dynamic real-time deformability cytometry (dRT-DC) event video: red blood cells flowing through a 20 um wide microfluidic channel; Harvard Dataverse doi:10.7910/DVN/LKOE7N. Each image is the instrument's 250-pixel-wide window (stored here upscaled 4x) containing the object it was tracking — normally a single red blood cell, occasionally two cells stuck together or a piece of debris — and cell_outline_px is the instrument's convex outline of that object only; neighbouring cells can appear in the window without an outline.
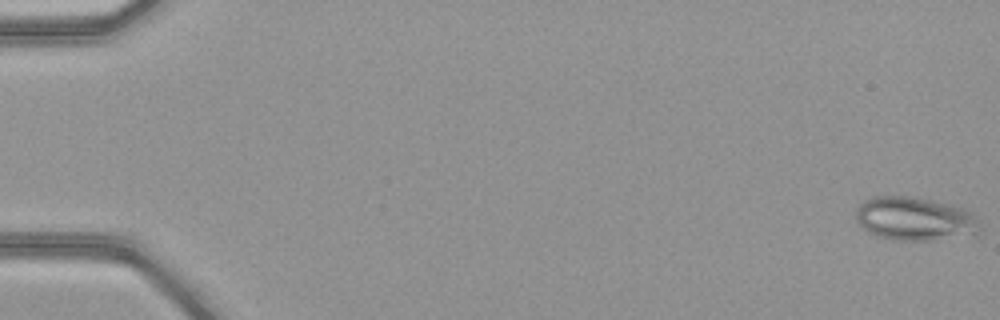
{"species": "common noctule bat (a hibernating species)", "species_latin": "Nyctalus noctula", "temperature_condition": "warm", "stored_images_in_passage": 52, "camera_frame_rate_fps": 3000, "um_per_image_px": 0.085, "animal": {"sex": "female", "body_mass_g": 21.9}, "frame": {"image": 1, "passage_image": 1, "time_ms": 0.0, "image_size_px": [1000, 320], "cell_outline_px": [[980, 228], [976, 236], [932, 240], [896, 240], [876, 236], [868, 232], [856, 220], [856, 208], [864, 200], [872, 196], [916, 196], [964, 208], [972, 212], [980, 220]], "centroid_in_image_um": [77.81, 18.6], "position_along_channel_um": 7.2, "area_um2": 32.08}}
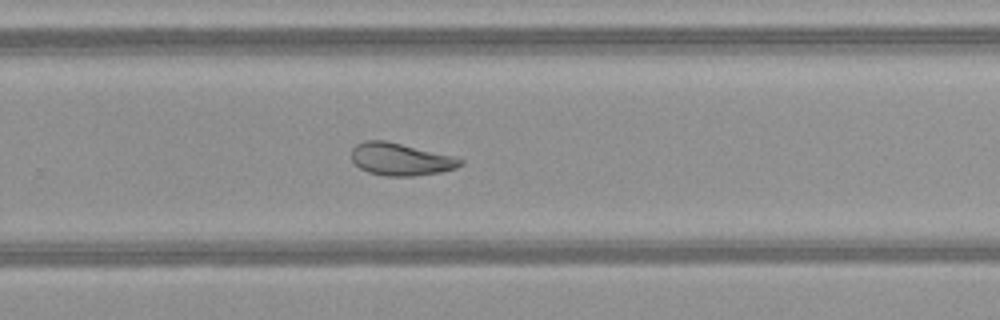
{"frame": {"image": 2, "passage_image": 35, "time_ms": 11.333, "image_size_px": [1000, 320], "cell_outline_px": [[464, 164], [456, 168], [440, 172], [412, 176], [384, 176], [368, 172], [360, 168], [352, 160], [352, 148], [356, 144], [364, 140], [384, 140], [452, 156], [464, 160]], "centroid_in_image_um": [34.03, 13.54], "position_along_channel_um": 295.8, "area_um2": 20.4}}
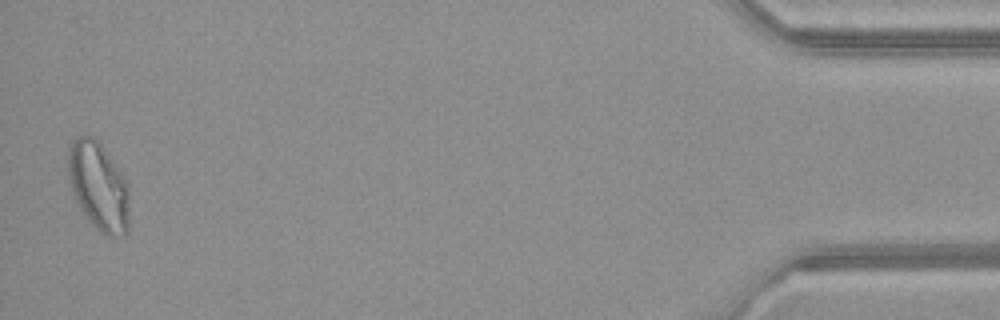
{"frame": {"image": 3, "passage_image": 51, "time_ms": 16.667, "image_size_px": [1000, 320], "cell_outline_px": [[128, 232], [124, 236], [108, 236], [100, 232], [88, 220], [80, 208], [72, 192], [68, 180], [68, 148], [72, 140], [76, 136], [92, 136], [104, 148], [120, 168], [128, 180]], "centroid_in_image_um": [8.38, 15.82], "position_along_channel_um": 426.8, "area_um2": 31.96}, "authors_computed_cell_mechanics": {"area_um2": 26.299, "velocity_mm_per_s": 4.0904, "shape_relaxation_time_tau1_ms": null, "shape_relaxation_time_tau2_ms": 3.5829, "deformation_change_tau1": null, "deformation_change_tau2": 0.1144}}